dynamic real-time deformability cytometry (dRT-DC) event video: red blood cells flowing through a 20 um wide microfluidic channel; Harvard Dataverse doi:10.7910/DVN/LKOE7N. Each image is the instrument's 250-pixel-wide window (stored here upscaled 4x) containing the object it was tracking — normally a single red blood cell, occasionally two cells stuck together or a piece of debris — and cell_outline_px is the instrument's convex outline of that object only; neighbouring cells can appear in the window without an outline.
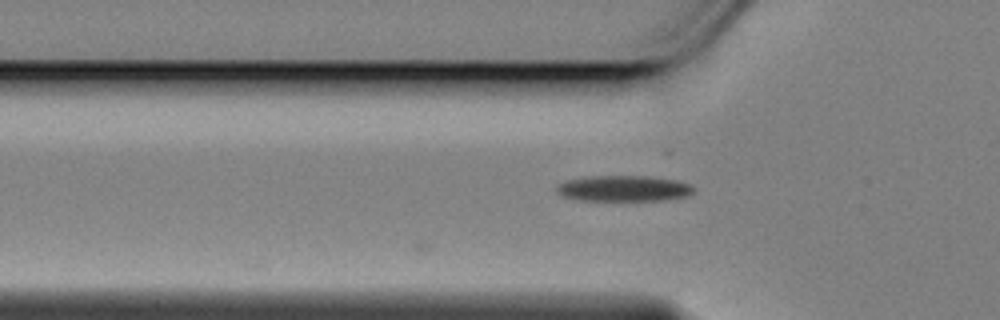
{"species": "Egyptian fruit bat (a non-hibernating species)", "species_latin": "Rousettus aegyptiacus", "temperature_condition": "cold", "stored_images_in_passage": 3, "camera_frame_rate_fps": 3000, "um_per_image_px": 0.085, "animal": {"sex": "female"}, "frame": {"image": 1, "passage_image": 3, "time_ms": 0.667, "image_size_px": [1000, 320], "cell_outline_px": [[692, 192], [684, 196], [664, 200], [580, 200], [560, 196], [556, 192], [556, 188], [560, 184], [568, 180], [592, 176], [644, 176], [676, 180], [688, 184], [692, 188]], "centroid_in_image_um": [52.95, 16.02], "position_along_channel_um": 72.9, "area_um2": 20.23}}